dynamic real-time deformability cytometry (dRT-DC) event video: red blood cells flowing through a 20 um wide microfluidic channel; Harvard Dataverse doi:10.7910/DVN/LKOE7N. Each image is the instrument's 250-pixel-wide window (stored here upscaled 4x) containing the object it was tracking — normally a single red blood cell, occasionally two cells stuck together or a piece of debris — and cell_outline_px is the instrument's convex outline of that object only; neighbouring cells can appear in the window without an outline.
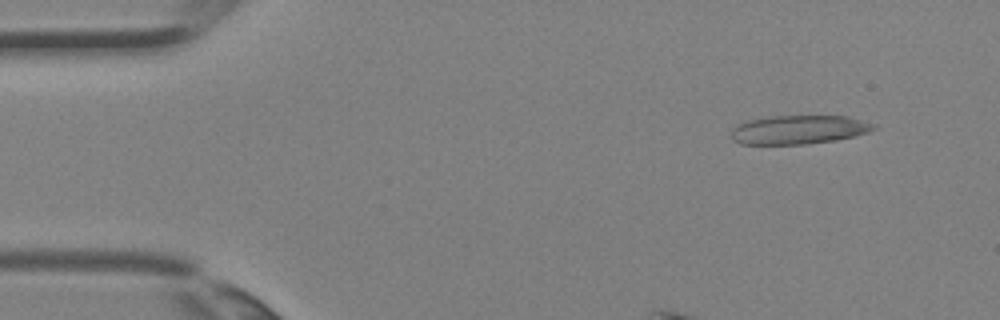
{"species": "Egyptian fruit bat (a non-hibernating species)", "species_latin": "Rousettus aegyptiacus", "temperature_condition": "room temperature", "stored_images_in_passage": 3, "camera_frame_rate_fps": 3000, "um_per_image_px": 0.085, "animal": {"sex": "female"}, "frame": {"image": 1, "passage_image": 3, "time_ms": 0.667, "image_size_px": [1000, 320], "cell_outline_px": [[880, 128], [868, 132], [836, 140], [808, 144], [740, 144], [732, 140], [732, 128], [744, 120], [768, 116], [848, 116], [876, 124]], "centroid_in_image_um": [67.89, 11.01], "position_along_channel_um": 17.1, "area_um2": 24.22}}